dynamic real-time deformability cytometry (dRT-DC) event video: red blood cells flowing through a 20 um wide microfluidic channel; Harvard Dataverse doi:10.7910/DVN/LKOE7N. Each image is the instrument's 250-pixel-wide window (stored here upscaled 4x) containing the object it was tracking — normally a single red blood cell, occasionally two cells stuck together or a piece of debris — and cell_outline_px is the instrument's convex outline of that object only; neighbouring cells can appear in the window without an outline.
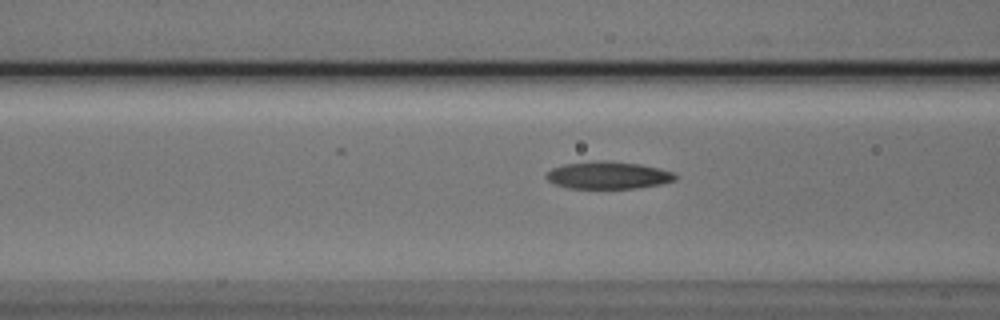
{"species": "Egyptian fruit bat (a non-hibernating species)", "species_latin": "Rousettus aegyptiacus", "temperature_condition": "cold", "stored_images_in_passage": 32, "camera_frame_rate_fps": 3000, "um_per_image_px": 0.085, "animal": {"sex": "male"}, "frame": {"image": 1, "passage_image": 6, "time_ms": 1.667, "image_size_px": [1000, 320], "cell_outline_px": [[680, 176], [676, 180], [660, 184], [636, 188], [568, 188], [556, 184], [548, 180], [544, 176], [544, 172], [552, 168], [564, 164], [604, 160], [608, 160], [640, 164], [660, 168], [672, 172]], "centroid_in_image_um": [51.7, 14.89], "position_along_channel_um": 114.9, "area_um2": 20.69}}
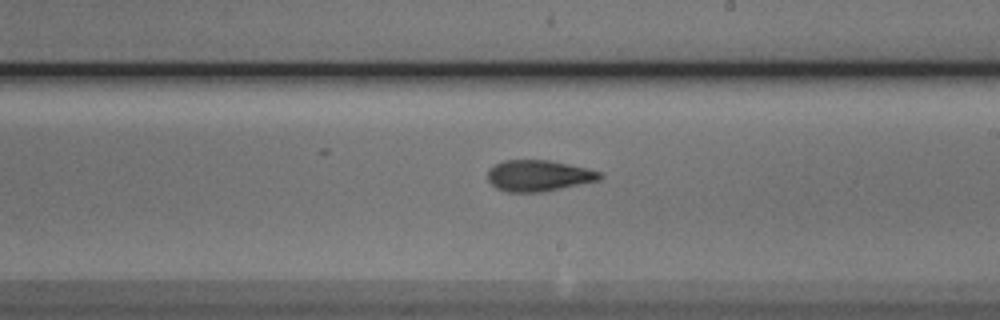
{"frame": {"image": 2, "passage_image": 16, "time_ms": 5.0, "image_size_px": [1000, 320], "cell_outline_px": [[604, 176], [600, 180], [544, 192], [508, 192], [496, 188], [488, 180], [488, 168], [504, 160], [548, 160], [568, 164], [600, 172]], "centroid_in_image_um": [45.77, 14.94], "position_along_channel_um": 243.2, "area_um2": 20.35}}
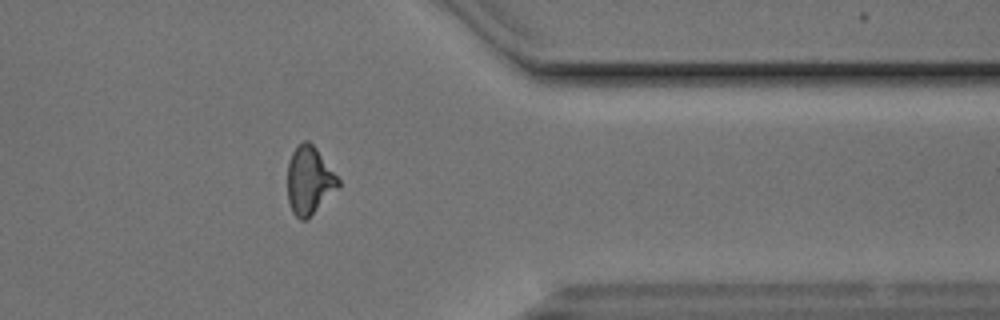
{"frame": {"image": 3, "passage_image": 28, "time_ms": 9.0, "image_size_px": [1000, 320], "cell_outline_px": [[340, 188], [308, 220], [300, 220], [292, 212], [288, 200], [288, 164], [292, 152], [304, 140], [308, 140], [316, 148], [340, 180]], "centroid_in_image_um": [26.31, 15.39], "position_along_channel_um": 385.1, "area_um2": 20.29}, "authors_computed_cell_mechanics": {"area_um2": 20.2589, "velocity_mm_per_s": 3.8538, "shape_relaxation_time_tau1_ms": 5.0838, "shape_relaxation_time_tau2_ms": 2.6635, "deformation_change_tau1": 0.1803, "deformation_change_tau2": 0.117}}